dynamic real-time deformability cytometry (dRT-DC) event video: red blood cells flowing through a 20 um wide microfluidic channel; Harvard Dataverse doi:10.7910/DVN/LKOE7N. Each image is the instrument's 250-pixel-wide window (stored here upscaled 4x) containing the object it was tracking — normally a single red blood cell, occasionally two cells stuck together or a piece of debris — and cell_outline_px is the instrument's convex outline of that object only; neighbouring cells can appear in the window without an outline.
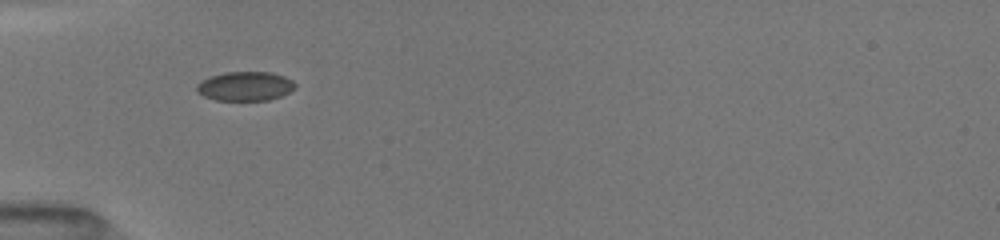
{"species": "common noctule bat (a hibernating species)", "species_latin": "Nyctalus noctula", "temperature_condition": "room temperature", "stored_images_in_passage": 14, "camera_frame_rate_fps": 3000, "um_per_image_px": 0.085, "animal": {"sex": "female", "body_mass_g": 19.5, "forearm_length_mm": 54.1}, "frame": {"image": 1, "passage_image": 1, "time_ms": 0.0, "image_size_px": [1000, 240], "cell_outline_px": [[296, 88], [280, 96], [268, 100], [216, 100], [204, 96], [196, 92], [196, 84], [212, 76], [224, 72], [272, 72], [284, 76], [292, 80], [296, 84]], "centroid_in_image_um": [20.85, 7.32], "position_along_channel_um": 64.2, "area_um2": 16.7}}
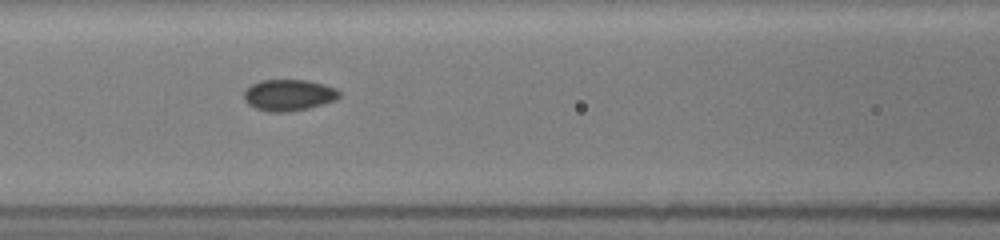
{"frame": {"image": 2, "passage_image": 6, "time_ms": 2.0, "image_size_px": [1000, 240], "cell_outline_px": [[340, 96], [336, 100], [308, 108], [284, 112], [268, 112], [256, 108], [248, 104], [244, 100], [244, 92], [252, 84], [260, 80], [308, 80], [324, 84], [336, 88], [340, 92]], "centroid_in_image_um": [24.55, 8.07], "position_along_channel_um": 142.1, "area_um2": 17.4}}
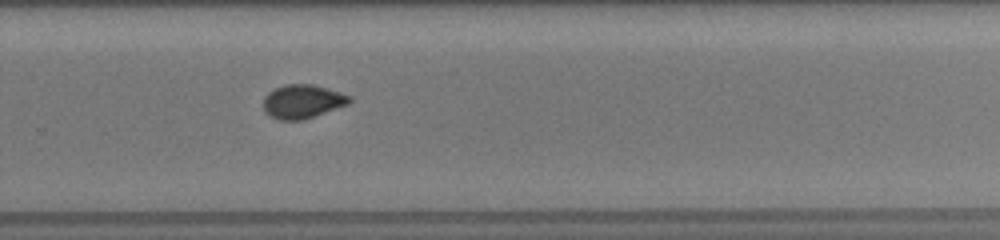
{"frame": {"image": 3, "passage_image": 14, "time_ms": 6.0, "image_size_px": [1000, 240], "cell_outline_px": [[352, 100], [348, 104], [304, 120], [280, 120], [264, 112], [264, 96], [268, 92], [276, 88], [288, 84], [312, 84], [340, 92], [352, 96]], "centroid_in_image_um": [25.72, 8.63], "position_along_channel_um": 304.1, "area_um2": 16.88}}